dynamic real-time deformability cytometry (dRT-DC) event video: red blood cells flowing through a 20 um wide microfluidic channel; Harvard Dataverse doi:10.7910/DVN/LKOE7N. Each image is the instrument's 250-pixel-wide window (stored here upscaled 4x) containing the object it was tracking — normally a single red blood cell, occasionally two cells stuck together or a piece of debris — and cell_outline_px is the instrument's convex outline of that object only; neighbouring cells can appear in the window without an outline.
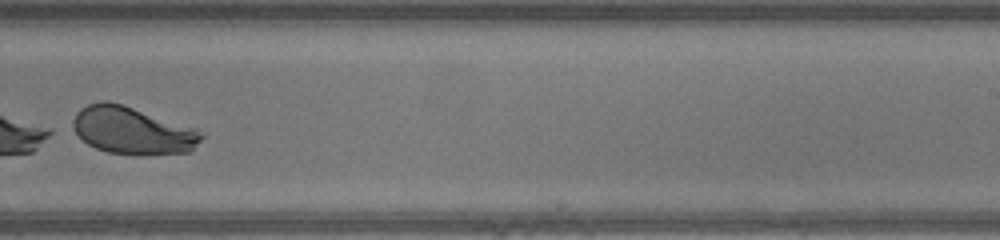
{"species": "human", "species_latin": "Homo sapiens", "temperature_condition": "warm", "stored_images_in_passage": 33, "camera_frame_rate_fps": 3000, "um_per_image_px": 0.085, "donor": {"sex": "male"}, "frame": {"image": 1, "passage_image": 19, "time_ms": 6.0, "image_size_px": [1000, 240], "cell_outline_px": [[204, 136], [192, 152], [108, 152], [96, 148], [88, 144], [68, 128], [76, 112], [80, 108], [88, 104], [100, 100], [108, 100], [124, 104], [196, 128]], "centroid_in_image_um": [11.18, 11.03], "position_along_channel_um": 277.8, "area_um2": 35.2}}